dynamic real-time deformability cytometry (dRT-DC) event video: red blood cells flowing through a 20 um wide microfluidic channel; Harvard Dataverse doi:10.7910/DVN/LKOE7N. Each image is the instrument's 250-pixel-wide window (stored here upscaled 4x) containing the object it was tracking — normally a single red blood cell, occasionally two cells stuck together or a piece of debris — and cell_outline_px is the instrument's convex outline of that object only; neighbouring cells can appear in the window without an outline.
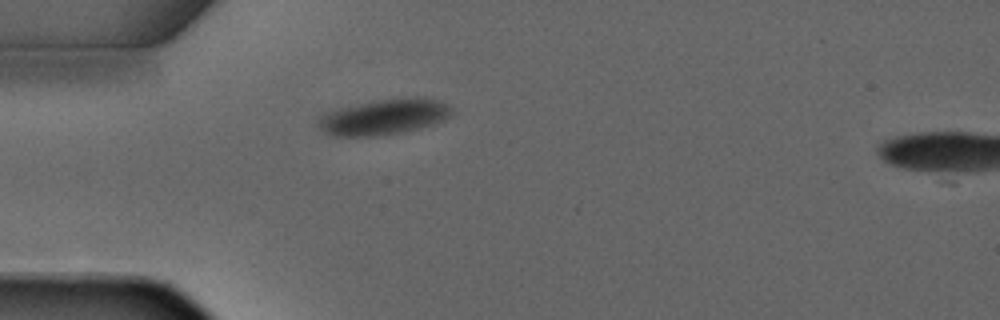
{"species": "common noctule bat (a hibernating species)", "species_latin": "Nyctalus noctula", "temperature_condition": "warm", "stored_images_in_passage": 4, "camera_frame_rate_fps": 3000, "um_per_image_px": 0.085, "animal": {"sex": "male", "forearm_length_mm": 52.5}, "frame": {"image": 1, "passage_image": 3, "time_ms": 3.667, "image_size_px": [1000, 320], "cell_outline_px": [[452, 112], [448, 116], [432, 124], [400, 132], [376, 136], [332, 136], [324, 132], [316, 124], [320, 116], [324, 112], [336, 108], [376, 100], [408, 96], [424, 96], [440, 100], [448, 104], [452, 108]], "centroid_in_image_um": [32.6, 9.9], "position_along_channel_um": 52.4, "area_um2": 27.98}}